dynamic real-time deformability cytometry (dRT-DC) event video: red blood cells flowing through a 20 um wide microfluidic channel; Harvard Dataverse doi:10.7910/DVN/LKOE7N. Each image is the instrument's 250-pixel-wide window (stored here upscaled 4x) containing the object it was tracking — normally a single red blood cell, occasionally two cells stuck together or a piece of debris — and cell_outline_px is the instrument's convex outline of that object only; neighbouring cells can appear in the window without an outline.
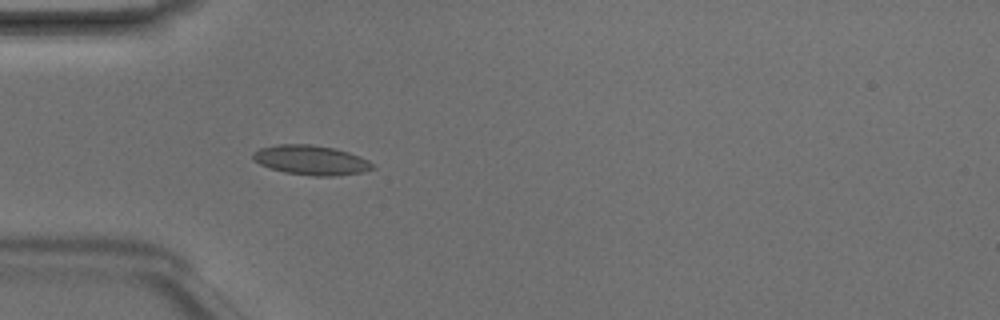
{"species": "Egyptian fruit bat (a non-hibernating species)", "species_latin": "Rousettus aegyptiacus", "temperature_condition": "room temperature", "stored_images_in_passage": 49, "camera_frame_rate_fps": 3000, "um_per_image_px": 0.085, "animal": {"sex": "male"}, "frame": {"image": 1, "passage_image": 15, "time_ms": 4.667, "image_size_px": [1000, 320], "cell_outline_px": [[376, 168], [364, 172], [336, 176], [312, 176], [284, 172], [260, 164], [252, 160], [252, 152], [260, 148], [280, 144], [312, 144], [332, 148], [348, 152], [368, 160]], "centroid_in_image_um": [26.43, 13.61], "position_along_channel_um": 58.6, "area_um2": 20.63}}
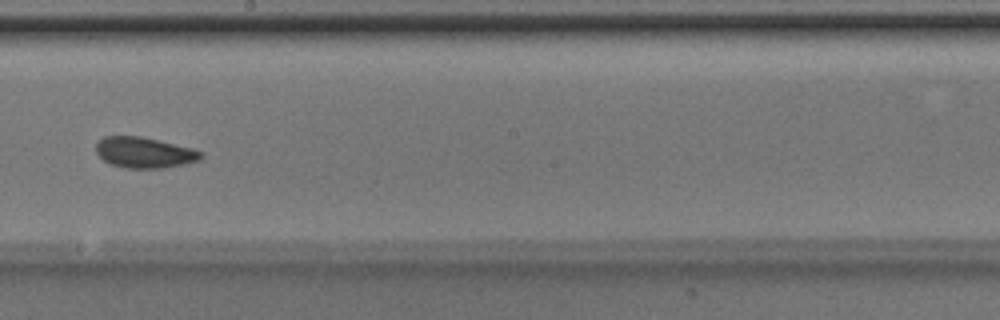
{"frame": {"image": 2, "passage_image": 28, "time_ms": 9.0, "image_size_px": [1000, 320], "cell_outline_px": [[204, 156], [200, 160], [184, 164], [164, 168], [124, 168], [108, 164], [96, 152], [96, 144], [104, 136], [140, 136], [192, 148], [204, 152]], "centroid_in_image_um": [12.28, 12.98], "position_along_channel_um": 235.9, "area_um2": 18.9}}
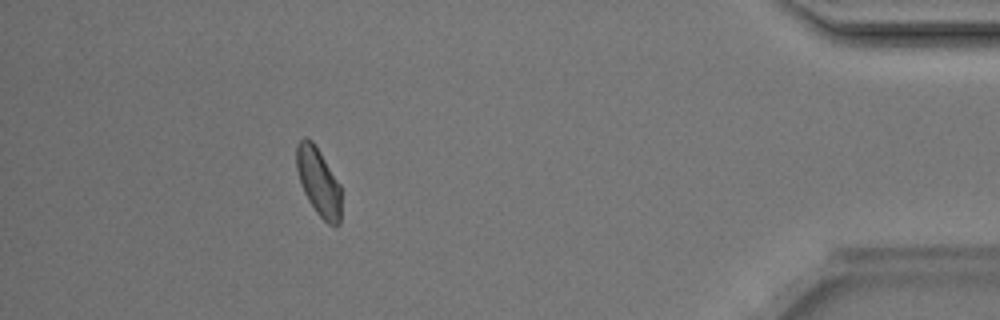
{"frame": {"image": 3, "passage_image": 44, "time_ms": 14.333, "image_size_px": [1000, 320], "cell_outline_px": [[340, 224], [336, 228], [328, 224], [316, 212], [308, 200], [300, 184], [296, 168], [296, 144], [304, 136], [312, 140], [320, 152], [340, 184]], "centroid_in_image_um": [27.06, 15.45], "position_along_channel_um": 408.1, "area_um2": 17.8}, "authors_computed_cell_mechanics": {"area_um2": 18.6694, "velocity_mm_per_s": 4.1949, "shape_relaxation_time_tau1_ms": 6.356, "shape_relaxation_time_tau2_ms": 2.3445, "deformation_change_tau1": 0.0936, "deformation_change_tau2": 0.0496}}